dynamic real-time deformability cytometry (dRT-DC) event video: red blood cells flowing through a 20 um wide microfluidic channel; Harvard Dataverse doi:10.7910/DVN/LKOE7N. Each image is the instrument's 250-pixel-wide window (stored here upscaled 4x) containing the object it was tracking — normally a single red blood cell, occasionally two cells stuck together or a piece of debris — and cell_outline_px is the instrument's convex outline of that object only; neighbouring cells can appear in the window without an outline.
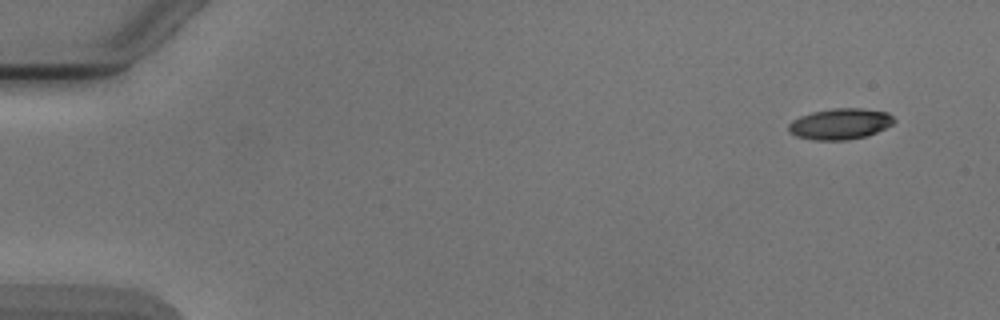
{"species": "Egyptian fruit bat (a non-hibernating species)", "species_latin": "Rousettus aegyptiacus", "temperature_condition": "cold", "stored_images_in_passage": 4, "camera_frame_rate_fps": 3000, "um_per_image_px": 0.085, "animal": {"sex": "male"}, "frame": {"image": 1, "passage_image": 1, "time_ms": 0.0, "image_size_px": [1000, 320], "cell_outline_px": [[896, 120], [892, 124], [868, 136], [848, 140], [812, 140], [796, 136], [788, 132], [788, 124], [792, 120], [800, 116], [812, 112], [832, 108], [860, 108], [888, 112]], "centroid_in_image_um": [71.39, 10.53], "position_along_channel_um": 13.6, "area_um2": 19.19}}